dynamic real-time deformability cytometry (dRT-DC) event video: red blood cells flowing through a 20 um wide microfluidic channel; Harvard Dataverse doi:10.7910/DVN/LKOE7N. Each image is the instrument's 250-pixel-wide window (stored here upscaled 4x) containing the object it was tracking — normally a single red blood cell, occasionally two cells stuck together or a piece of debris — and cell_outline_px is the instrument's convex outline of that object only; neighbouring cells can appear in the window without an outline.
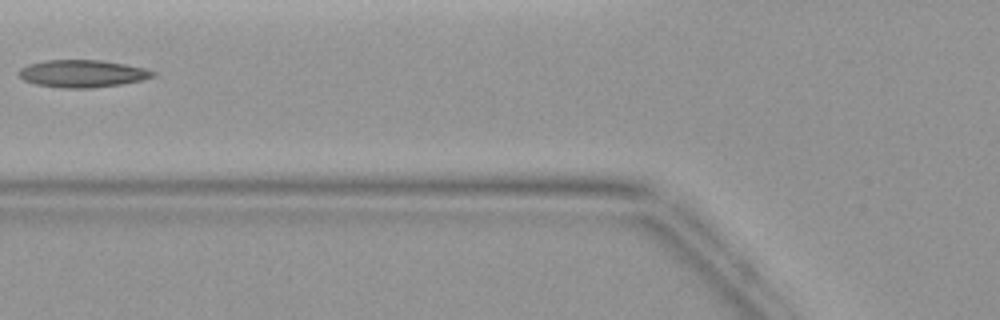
{"species": "common noctule bat (a hibernating species)", "species_latin": "Nyctalus noctula", "temperature_condition": "warm", "stored_images_in_passage": 2, "camera_frame_rate_fps": 3000, "um_per_image_px": 0.085, "animal": {"sex": "female", "body_mass_g": 19.9}, "frame": {"image": 1, "passage_image": 2, "time_ms": 1.333, "image_size_px": [1000, 320], "cell_outline_px": [[156, 76], [140, 80], [120, 84], [92, 88], [60, 88], [36, 84], [24, 80], [16, 72], [20, 68], [28, 64], [44, 60], [100, 60], [148, 68], [156, 72]], "centroid_in_image_um": [6.99, 6.25], "position_along_channel_um": 118.8, "area_um2": 21.5}}